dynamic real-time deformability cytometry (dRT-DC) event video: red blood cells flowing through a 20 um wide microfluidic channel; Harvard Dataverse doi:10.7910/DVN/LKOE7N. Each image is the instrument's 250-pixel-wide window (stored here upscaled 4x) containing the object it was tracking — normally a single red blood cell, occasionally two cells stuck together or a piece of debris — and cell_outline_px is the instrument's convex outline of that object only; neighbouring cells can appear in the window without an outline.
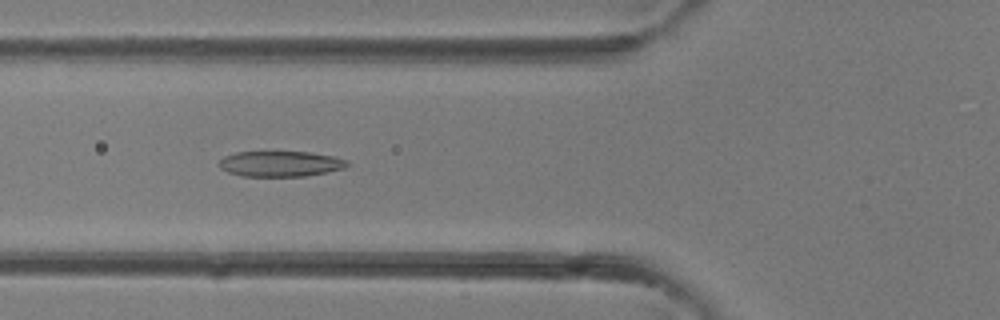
{"species": "common noctule bat (a hibernating species)", "species_latin": "Nyctalus noctula", "temperature_condition": "room temperature", "stored_images_in_passage": 37, "camera_frame_rate_fps": 3000, "um_per_image_px": 0.085, "animal": {"sex": "female"}, "frame": {"image": 1, "passage_image": 12, "time_ms": 3.667, "image_size_px": [1000, 320], "cell_outline_px": [[348, 164], [344, 168], [304, 176], [244, 176], [228, 172], [220, 168], [216, 164], [224, 156], [236, 152], [308, 152], [332, 156], [348, 160]], "centroid_in_image_um": [23.78, 13.92], "position_along_channel_um": 102.0, "area_um2": 18.9}}
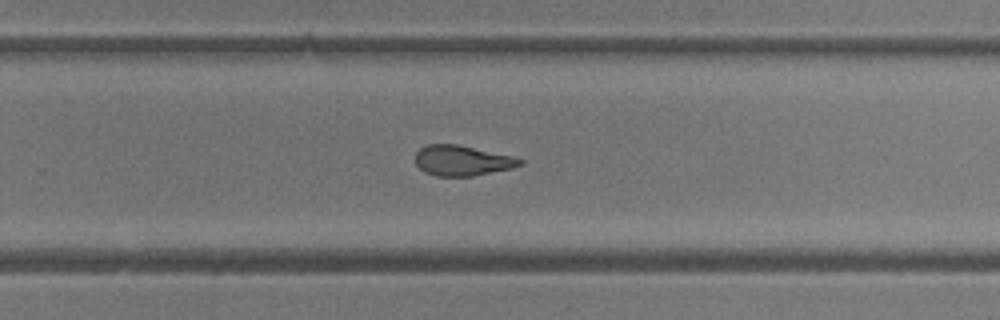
{"frame": {"image": 2, "passage_image": 23, "time_ms": 7.333, "image_size_px": [1000, 320], "cell_outline_px": [[524, 164], [512, 168], [472, 176], [436, 176], [424, 172], [416, 164], [416, 152], [420, 148], [428, 144], [456, 144], [512, 156], [524, 160]], "centroid_in_image_um": [39.28, 13.65], "position_along_channel_um": 290.5, "area_um2": 18.38}}
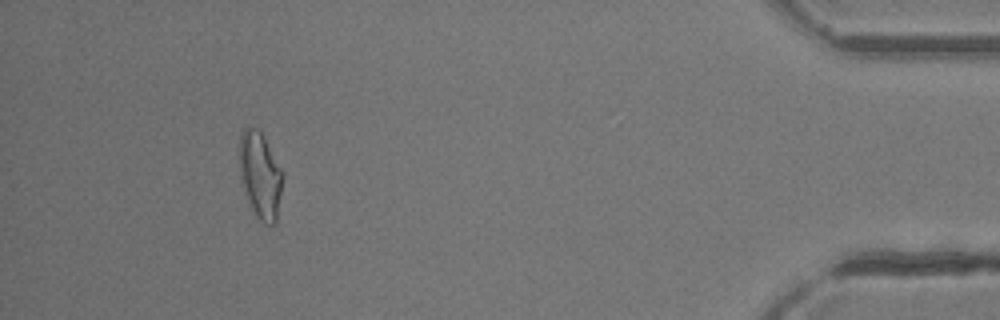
{"frame": {"image": 3, "passage_image": 34, "time_ms": 11.0, "image_size_px": [1000, 320], "cell_outline_px": [[284, 176], [276, 224], [264, 224], [256, 216], [248, 204], [240, 180], [240, 136], [244, 128], [248, 124], [256, 128], [264, 136], [284, 172]], "centroid_in_image_um": [22.13, 14.9], "position_along_channel_um": 413.1, "area_um2": 22.31}}